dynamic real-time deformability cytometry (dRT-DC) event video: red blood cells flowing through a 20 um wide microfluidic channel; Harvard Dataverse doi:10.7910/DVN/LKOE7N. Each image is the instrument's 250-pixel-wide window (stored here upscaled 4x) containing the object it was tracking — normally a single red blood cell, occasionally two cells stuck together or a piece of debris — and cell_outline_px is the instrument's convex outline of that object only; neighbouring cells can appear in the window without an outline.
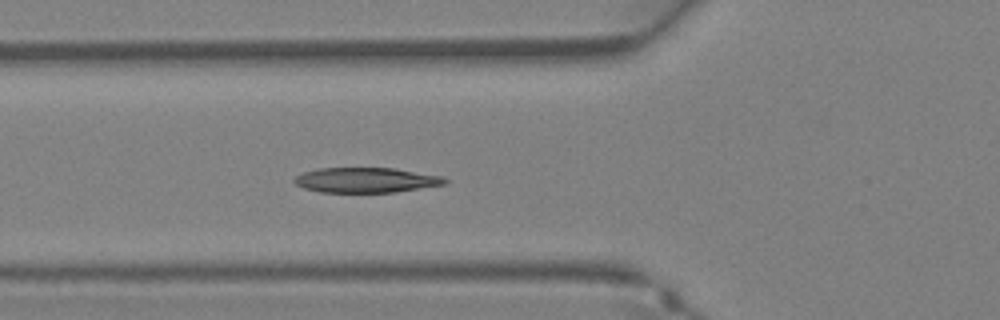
{"species": "Egyptian fruit bat (a non-hibernating species)", "species_latin": "Rousettus aegyptiacus", "temperature_condition": "warm", "stored_images_in_passage": 25, "camera_frame_rate_fps": 3000, "um_per_image_px": 0.085, "animal": {"sex": "female"}, "frame": {"image": 1, "passage_image": 2, "time_ms": 0.333, "image_size_px": [1000, 320], "cell_outline_px": [[448, 184], [396, 192], [320, 192], [304, 188], [296, 184], [292, 180], [296, 176], [304, 172], [320, 168], [392, 168], [444, 176], [448, 180]], "centroid_in_image_um": [31.15, 15.31], "position_along_channel_um": 94.6, "area_um2": 22.02}}
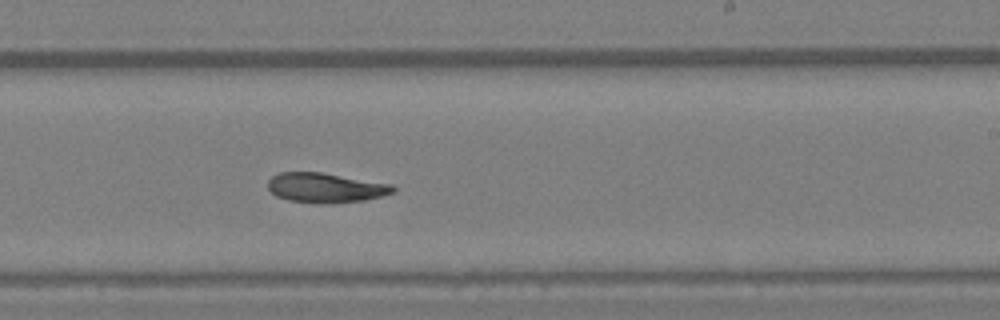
{"frame": {"image": 2, "passage_image": 11, "time_ms": 3.333, "image_size_px": [1000, 320], "cell_outline_px": [[396, 192], [364, 200], [328, 204], [320, 204], [288, 200], [276, 196], [268, 188], [268, 180], [272, 176], [280, 172], [320, 172], [392, 184], [396, 188]], "centroid_in_image_um": [27.67, 15.96], "position_along_channel_um": 261.3, "area_um2": 21.73}}
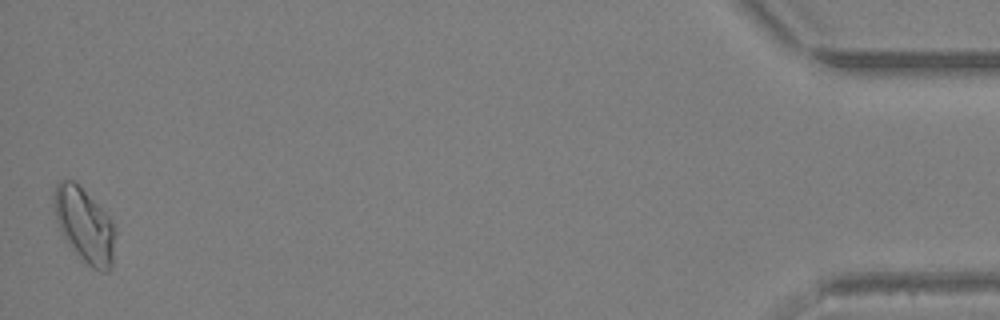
{"frame": {"image": 3, "passage_image": 25, "time_ms": 8.0, "image_size_px": [1000, 320], "cell_outline_px": [[112, 268], [108, 272], [100, 272], [92, 268], [68, 244], [56, 220], [52, 200], [52, 192], [56, 184], [60, 180], [72, 180], [112, 220]], "centroid_in_image_um": [7.12, 19.14], "position_along_channel_um": 428.1, "area_um2": 25.61}}